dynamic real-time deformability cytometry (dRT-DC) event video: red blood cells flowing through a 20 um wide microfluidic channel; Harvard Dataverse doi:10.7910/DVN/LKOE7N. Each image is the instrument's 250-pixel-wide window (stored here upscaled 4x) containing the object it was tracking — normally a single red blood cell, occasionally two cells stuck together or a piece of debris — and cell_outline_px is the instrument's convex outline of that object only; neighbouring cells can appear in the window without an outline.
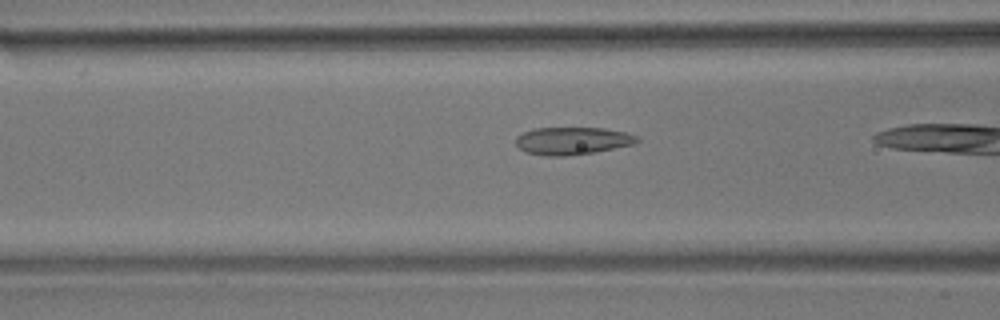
{"species": "common noctule bat (a hibernating species)", "species_latin": "Nyctalus noctula", "temperature_condition": "room temperature", "stored_images_in_passage": 20, "camera_frame_rate_fps": 3000, "um_per_image_px": 0.085, "animal": {"sex": "male", "body_mass_g": 17.9}, "frame": {"image": 1, "passage_image": 15, "time_ms": 4.667, "image_size_px": [1000, 320], "cell_outline_px": [[640, 140], [632, 144], [596, 152], [564, 156], [544, 156], [524, 152], [516, 144], [516, 136], [532, 128], [604, 128], [624, 132], [636, 136]], "centroid_in_image_um": [48.6, 11.97], "position_along_channel_um": 118.0, "area_um2": 19.42}}